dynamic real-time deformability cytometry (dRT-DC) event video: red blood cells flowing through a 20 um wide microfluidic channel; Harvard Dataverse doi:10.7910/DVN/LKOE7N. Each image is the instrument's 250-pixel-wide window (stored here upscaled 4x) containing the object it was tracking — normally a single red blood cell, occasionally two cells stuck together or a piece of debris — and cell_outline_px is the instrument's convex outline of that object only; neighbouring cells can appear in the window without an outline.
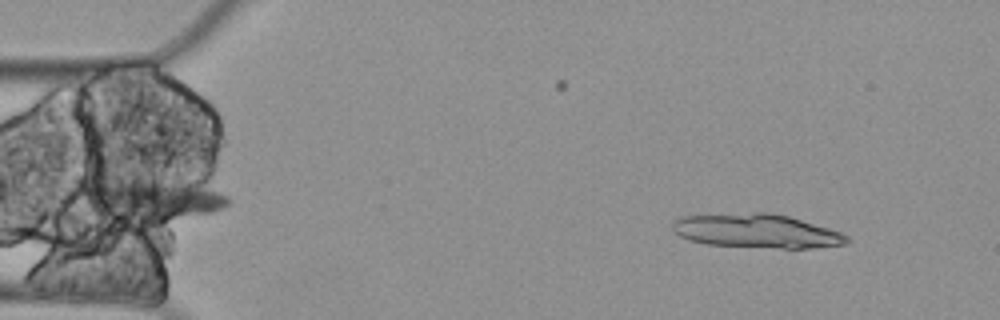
{"species": "Egyptian fruit bat (a non-hibernating species)", "species_latin": "Rousettus aegyptiacus", "temperature_condition": "cold", "stored_images_in_passage": 15, "segment_of_instrument_passage": [1, 2], "camera_frame_rate_fps": 3000, "um_per_image_px": 0.085, "animal": {"sex": "female"}, "frame": {"image": 1, "passage_image": 5, "time_ms": 1.333, "image_size_px": [1000, 320], "cell_outline_px": [[848, 240], [844, 244], [812, 248], [784, 248], [708, 244], [688, 240], [672, 232], [672, 224], [680, 216], [756, 212], [768, 212], [788, 216], [828, 228], [840, 232], [848, 236]], "centroid_in_image_um": [64.27, 19.63], "position_along_channel_um": 20.7, "area_um2": 34.22}}